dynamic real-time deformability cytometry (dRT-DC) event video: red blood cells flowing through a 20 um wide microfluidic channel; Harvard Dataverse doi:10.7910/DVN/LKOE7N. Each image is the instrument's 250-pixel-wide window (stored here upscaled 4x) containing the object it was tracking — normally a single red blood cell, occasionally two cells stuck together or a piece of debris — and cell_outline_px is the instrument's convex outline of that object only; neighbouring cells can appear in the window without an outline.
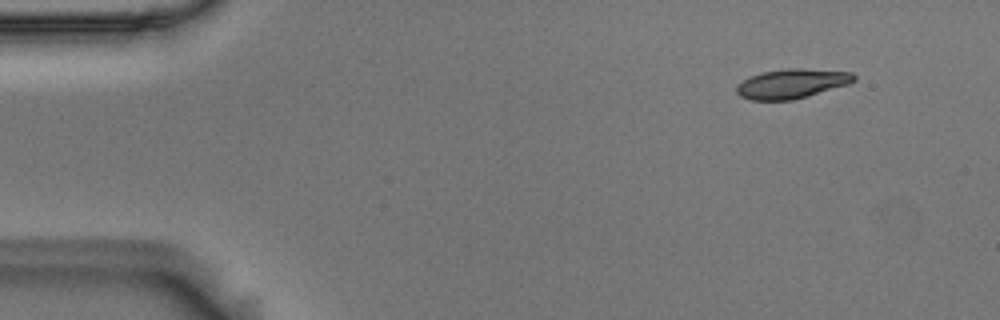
{"species": "Egyptian fruit bat (a non-hibernating species)", "species_latin": "Rousettus aegyptiacus", "temperature_condition": "room temperature", "stored_images_in_passage": 3, "camera_frame_rate_fps": 3000, "um_per_image_px": 0.085, "animal": {"sex": "male"}, "frame": {"image": 1, "passage_image": 1, "time_ms": 0.0, "image_size_px": [1000, 320], "cell_outline_px": [[856, 80], [848, 84], [792, 100], [752, 100], [740, 96], [736, 92], [736, 84], [760, 72], [788, 68], [800, 68], [852, 72], [856, 76]], "centroid_in_image_um": [67.29, 7.1], "position_along_channel_um": 17.7, "area_um2": 20.06}}
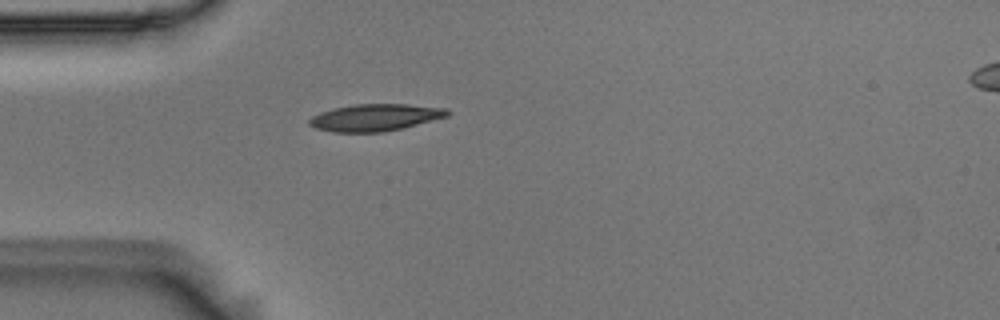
{"frame": {"image": 2, "passage_image": 3, "time_ms": 0.667, "image_size_px": [1000, 320], "cell_outline_px": [[452, 112], [448, 116], [404, 128], [384, 132], [332, 132], [316, 128], [308, 124], [308, 120], [312, 116], [320, 112], [336, 108], [356, 104], [408, 104], [448, 108]], "centroid_in_image_um": [31.93, 9.99], "position_along_channel_um": 53.1, "area_um2": 21.85}}